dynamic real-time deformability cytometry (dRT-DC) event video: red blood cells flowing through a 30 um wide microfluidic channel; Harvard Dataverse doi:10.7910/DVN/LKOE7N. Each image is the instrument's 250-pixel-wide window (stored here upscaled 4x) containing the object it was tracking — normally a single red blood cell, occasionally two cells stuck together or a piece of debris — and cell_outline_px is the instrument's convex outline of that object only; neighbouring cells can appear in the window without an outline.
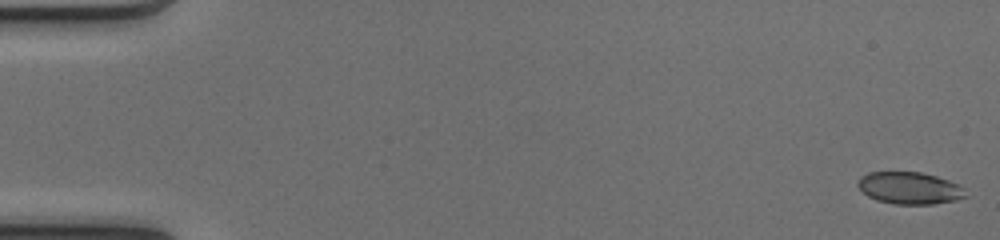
{"species": "common noctule bat (a hibernating species)", "species_latin": "Nyctalus noctula", "temperature_condition": "cold", "stored_images_in_passage": 50, "camera_frame_rate_fps": 3000, "um_per_image_px": 0.085, "animal": {"sex": "female", "body_mass_g": 17.0, "forearm_length_mm": 48.0}, "frame": {"image": 1, "passage_image": 1, "time_ms": 0.0, "image_size_px": [1000, 240], "cell_outline_px": [[968, 196], [956, 200], [932, 204], [896, 204], [876, 200], [868, 196], [856, 184], [860, 176], [868, 172], [920, 172], [936, 176], [948, 180], [964, 188]], "centroid_in_image_um": [77.31, 15.98], "position_along_channel_um": 7.7, "area_um2": 20.11}}
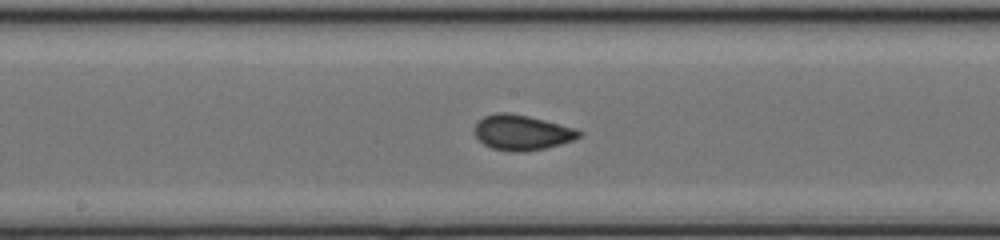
{"frame": {"image": 2, "passage_image": 27, "time_ms": 8.667, "image_size_px": [1000, 240], "cell_outline_px": [[584, 132], [580, 136], [572, 140], [560, 144], [544, 148], [524, 152], [512, 152], [492, 148], [484, 144], [472, 132], [472, 128], [484, 116], [496, 112], [508, 112], [528, 116], [576, 128]], "centroid_in_image_um": [44.34, 11.26], "position_along_channel_um": 203.9, "area_um2": 21.5}}
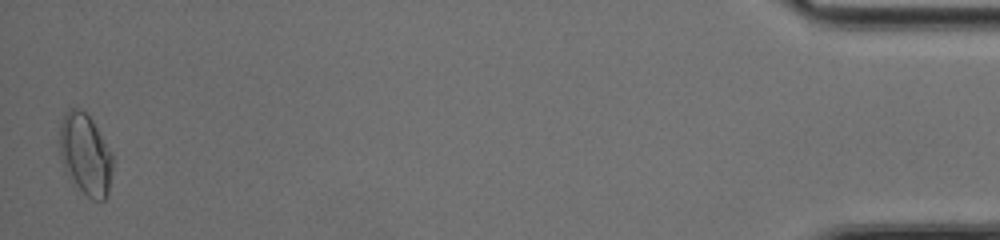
{"frame": {"image": 3, "passage_image": 50, "time_ms": 16.333, "image_size_px": [1000, 240], "cell_outline_px": [[112, 168], [108, 192], [104, 200], [92, 200], [72, 184], [64, 168], [60, 156], [60, 124], [64, 112], [68, 108], [80, 108], [92, 120], [112, 152]], "centroid_in_image_um": [7.24, 13.13], "position_along_channel_um": 428.0, "area_um2": 25.32}, "authors_computed_cell_mechanics": {"area_um2": 20.9236, "velocity_mm_per_s": 4.1315, "shape_relaxation_time_tau1_ms": 8.95, "shape_relaxation_time_tau2_ms": null, "deformation_change_tau1": 0.1642, "deformation_change_tau2": null}}